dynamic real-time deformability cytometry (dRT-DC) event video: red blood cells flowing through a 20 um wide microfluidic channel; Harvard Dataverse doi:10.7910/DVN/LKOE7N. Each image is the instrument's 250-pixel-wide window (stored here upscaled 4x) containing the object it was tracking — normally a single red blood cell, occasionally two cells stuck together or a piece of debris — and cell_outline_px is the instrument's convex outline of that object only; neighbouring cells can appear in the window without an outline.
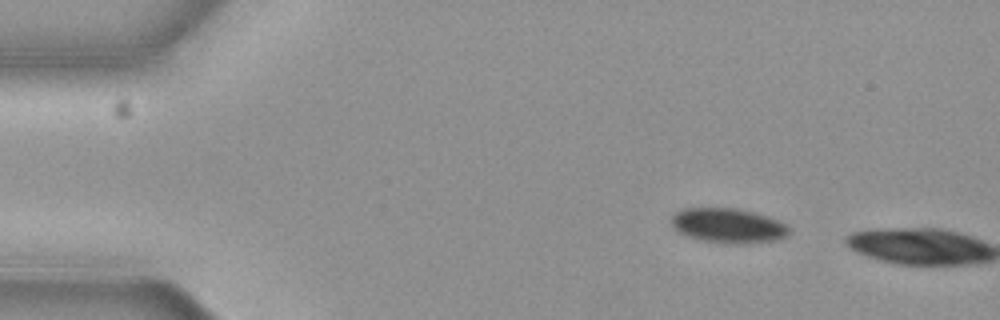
{"species": "common noctule bat (a hibernating species)", "species_latin": "Nyctalus noctula", "temperature_condition": "cold", "stored_images_in_passage": 2, "camera_frame_rate_fps": 3000, "um_per_image_px": 0.085, "animal": {"sex": "female", "body_mass_g": 19.3, "forearm_length_mm": 54.1}, "frame": {"image": 1, "passage_image": 1, "time_ms": 0.0, "image_size_px": [1000, 320], "cell_outline_px": [[788, 236], [776, 240], [748, 244], [736, 244], [704, 240], [688, 236], [680, 232], [672, 224], [672, 216], [680, 208], [736, 208], [768, 216], [784, 224], [788, 228]], "centroid_in_image_um": [61.9, 19.17], "position_along_channel_um": 23.1, "area_um2": 23.52}}